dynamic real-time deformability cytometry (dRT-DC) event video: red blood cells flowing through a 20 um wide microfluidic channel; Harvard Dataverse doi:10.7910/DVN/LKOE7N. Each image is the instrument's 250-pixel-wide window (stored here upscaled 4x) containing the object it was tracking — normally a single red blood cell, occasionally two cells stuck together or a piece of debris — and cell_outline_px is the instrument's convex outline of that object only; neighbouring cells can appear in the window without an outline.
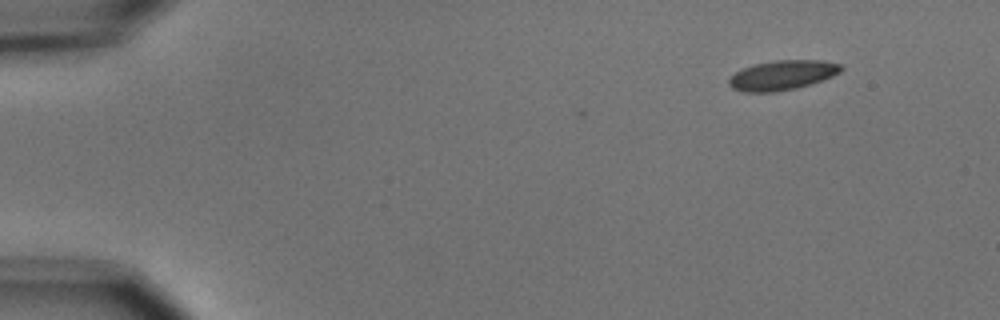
{"species": "common noctule bat (a hibernating species)", "species_latin": "Nyctalus noctula", "temperature_condition": "cold", "stored_images_in_passage": 2, "camera_frame_rate_fps": 3000, "um_per_image_px": 0.085, "animal": {"sex": "male", "body_mass_g": 15.6}, "frame": {"image": 1, "passage_image": 2, "time_ms": 1.333, "image_size_px": [1000, 320], "cell_outline_px": [[844, 68], [840, 72], [832, 76], [796, 88], [776, 92], [744, 92], [732, 88], [728, 84], [728, 80], [736, 72], [752, 64], [772, 60], [824, 60], [844, 64]], "centroid_in_image_um": [66.51, 6.37], "position_along_channel_um": 18.5, "area_um2": 19.48}}